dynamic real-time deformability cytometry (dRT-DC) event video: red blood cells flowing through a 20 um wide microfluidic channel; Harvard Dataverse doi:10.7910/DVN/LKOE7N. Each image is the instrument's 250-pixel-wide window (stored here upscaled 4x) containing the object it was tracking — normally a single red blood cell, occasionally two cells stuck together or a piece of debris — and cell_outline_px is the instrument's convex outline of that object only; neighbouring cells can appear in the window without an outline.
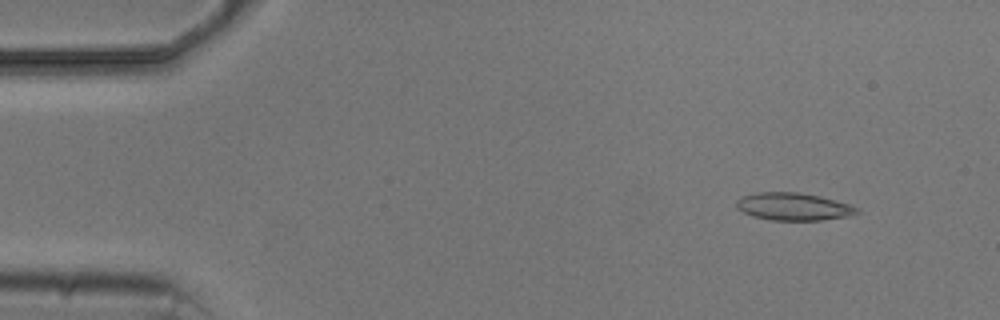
{"species": "common noctule bat (a hibernating species)", "species_latin": "Nyctalus noctula", "temperature_condition": "cold", "stored_images_in_passage": 4, "camera_frame_rate_fps": 3000, "um_per_image_px": 0.085, "animal": {"sex": "male", "body_mass_g": 20.5, "forearm_length_mm": 52.5}, "frame": {"image": 1, "passage_image": 2, "time_ms": 1.0, "image_size_px": [1000, 320], "cell_outline_px": [[860, 212], [844, 216], [820, 220], [768, 220], [752, 216], [736, 208], [736, 200], [744, 196], [756, 192], [796, 192], [820, 196], [848, 204], [860, 208]], "centroid_in_image_um": [67.4, 17.56], "position_along_channel_um": 17.6, "area_um2": 19.19}}
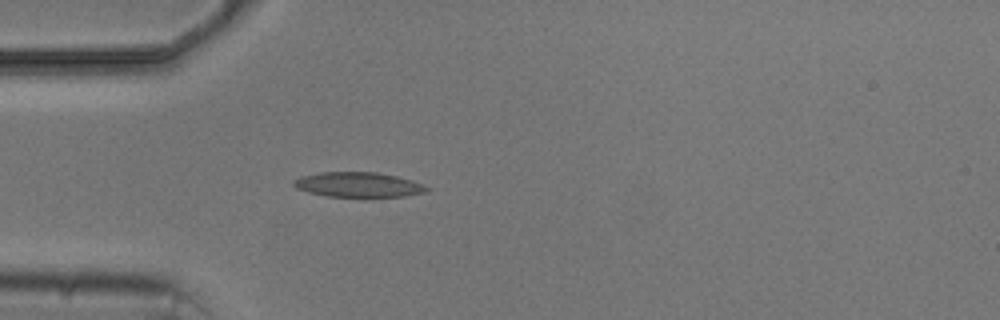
{"frame": {"image": 2, "passage_image": 4, "time_ms": 4.333, "image_size_px": [1000, 320], "cell_outline_px": [[432, 188], [424, 192], [404, 196], [328, 196], [308, 192], [296, 188], [292, 184], [292, 180], [300, 176], [320, 172], [376, 172], [396, 176], [412, 180], [424, 184]], "centroid_in_image_um": [30.44, 15.68], "position_along_channel_um": 54.6, "area_um2": 19.25}}